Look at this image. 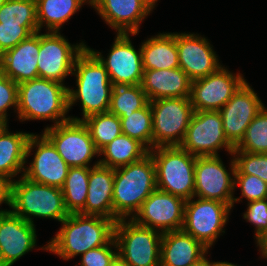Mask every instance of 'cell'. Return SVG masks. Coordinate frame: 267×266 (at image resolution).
I'll list each match as a JSON object with an SVG mask.
<instances>
[{
  "label": "cell",
  "mask_w": 267,
  "mask_h": 266,
  "mask_svg": "<svg viewBox=\"0 0 267 266\" xmlns=\"http://www.w3.org/2000/svg\"><path fill=\"white\" fill-rule=\"evenodd\" d=\"M56 236L42 247L68 260L107 245L114 238L115 221L100 216L69 214Z\"/></svg>",
  "instance_id": "obj_1"
},
{
  "label": "cell",
  "mask_w": 267,
  "mask_h": 266,
  "mask_svg": "<svg viewBox=\"0 0 267 266\" xmlns=\"http://www.w3.org/2000/svg\"><path fill=\"white\" fill-rule=\"evenodd\" d=\"M72 75L76 76L77 89L68 88V108L77 100L82 105V121L88 116L109 111L113 90L108 72L99 59L86 47L76 58Z\"/></svg>",
  "instance_id": "obj_2"
},
{
  "label": "cell",
  "mask_w": 267,
  "mask_h": 266,
  "mask_svg": "<svg viewBox=\"0 0 267 266\" xmlns=\"http://www.w3.org/2000/svg\"><path fill=\"white\" fill-rule=\"evenodd\" d=\"M155 165L150 153L141 160L114 169L113 220L137 213L156 189Z\"/></svg>",
  "instance_id": "obj_3"
},
{
  "label": "cell",
  "mask_w": 267,
  "mask_h": 266,
  "mask_svg": "<svg viewBox=\"0 0 267 266\" xmlns=\"http://www.w3.org/2000/svg\"><path fill=\"white\" fill-rule=\"evenodd\" d=\"M68 88L64 84L36 78L18 84V109L20 121L53 120V126L66 122Z\"/></svg>",
  "instance_id": "obj_4"
},
{
  "label": "cell",
  "mask_w": 267,
  "mask_h": 266,
  "mask_svg": "<svg viewBox=\"0 0 267 266\" xmlns=\"http://www.w3.org/2000/svg\"><path fill=\"white\" fill-rule=\"evenodd\" d=\"M10 207L13 214L31 224L30 216L62 222L69 215L61 188L32 182L23 175L11 182Z\"/></svg>",
  "instance_id": "obj_5"
},
{
  "label": "cell",
  "mask_w": 267,
  "mask_h": 266,
  "mask_svg": "<svg viewBox=\"0 0 267 266\" xmlns=\"http://www.w3.org/2000/svg\"><path fill=\"white\" fill-rule=\"evenodd\" d=\"M156 150V151H155ZM155 165L156 187L183 198L194 197L196 156L180 146H161L149 150Z\"/></svg>",
  "instance_id": "obj_6"
},
{
  "label": "cell",
  "mask_w": 267,
  "mask_h": 266,
  "mask_svg": "<svg viewBox=\"0 0 267 266\" xmlns=\"http://www.w3.org/2000/svg\"><path fill=\"white\" fill-rule=\"evenodd\" d=\"M160 232V233H159ZM163 233L136 224L132 219L115 223L114 238L118 255L129 266H160V244Z\"/></svg>",
  "instance_id": "obj_7"
},
{
  "label": "cell",
  "mask_w": 267,
  "mask_h": 266,
  "mask_svg": "<svg viewBox=\"0 0 267 266\" xmlns=\"http://www.w3.org/2000/svg\"><path fill=\"white\" fill-rule=\"evenodd\" d=\"M152 110V149L180 146L184 139L193 108L189 97H170L150 101Z\"/></svg>",
  "instance_id": "obj_8"
},
{
  "label": "cell",
  "mask_w": 267,
  "mask_h": 266,
  "mask_svg": "<svg viewBox=\"0 0 267 266\" xmlns=\"http://www.w3.org/2000/svg\"><path fill=\"white\" fill-rule=\"evenodd\" d=\"M180 147L196 157L218 156L225 148L232 155L235 147L228 141L219 111H194Z\"/></svg>",
  "instance_id": "obj_9"
},
{
  "label": "cell",
  "mask_w": 267,
  "mask_h": 266,
  "mask_svg": "<svg viewBox=\"0 0 267 266\" xmlns=\"http://www.w3.org/2000/svg\"><path fill=\"white\" fill-rule=\"evenodd\" d=\"M194 197L185 201L182 230L200 241L207 249L224 233L231 206L217 201Z\"/></svg>",
  "instance_id": "obj_10"
},
{
  "label": "cell",
  "mask_w": 267,
  "mask_h": 266,
  "mask_svg": "<svg viewBox=\"0 0 267 266\" xmlns=\"http://www.w3.org/2000/svg\"><path fill=\"white\" fill-rule=\"evenodd\" d=\"M43 134L52 142L69 167H89L94 155L100 156L83 121L70 119L45 128Z\"/></svg>",
  "instance_id": "obj_11"
},
{
  "label": "cell",
  "mask_w": 267,
  "mask_h": 266,
  "mask_svg": "<svg viewBox=\"0 0 267 266\" xmlns=\"http://www.w3.org/2000/svg\"><path fill=\"white\" fill-rule=\"evenodd\" d=\"M87 46L82 42L71 45L59 32L40 34V49L37 60L39 78L63 84L72 74L77 56Z\"/></svg>",
  "instance_id": "obj_12"
},
{
  "label": "cell",
  "mask_w": 267,
  "mask_h": 266,
  "mask_svg": "<svg viewBox=\"0 0 267 266\" xmlns=\"http://www.w3.org/2000/svg\"><path fill=\"white\" fill-rule=\"evenodd\" d=\"M184 206L183 198L156 188L130 219L140 226L160 229L161 233L182 230Z\"/></svg>",
  "instance_id": "obj_13"
},
{
  "label": "cell",
  "mask_w": 267,
  "mask_h": 266,
  "mask_svg": "<svg viewBox=\"0 0 267 266\" xmlns=\"http://www.w3.org/2000/svg\"><path fill=\"white\" fill-rule=\"evenodd\" d=\"M246 82L242 74L224 66L204 78L191 81L190 102L194 111H219Z\"/></svg>",
  "instance_id": "obj_14"
},
{
  "label": "cell",
  "mask_w": 267,
  "mask_h": 266,
  "mask_svg": "<svg viewBox=\"0 0 267 266\" xmlns=\"http://www.w3.org/2000/svg\"><path fill=\"white\" fill-rule=\"evenodd\" d=\"M87 48L104 65L113 86L141 84L144 73L141 47L139 51L135 50L129 39V33H117L106 59L101 52Z\"/></svg>",
  "instance_id": "obj_15"
},
{
  "label": "cell",
  "mask_w": 267,
  "mask_h": 266,
  "mask_svg": "<svg viewBox=\"0 0 267 266\" xmlns=\"http://www.w3.org/2000/svg\"><path fill=\"white\" fill-rule=\"evenodd\" d=\"M40 136L32 133L29 137L26 157L30 156L35 146L37 150L33 161L25 168L23 176L35 183L62 188L70 167L52 142L44 134Z\"/></svg>",
  "instance_id": "obj_16"
},
{
  "label": "cell",
  "mask_w": 267,
  "mask_h": 266,
  "mask_svg": "<svg viewBox=\"0 0 267 266\" xmlns=\"http://www.w3.org/2000/svg\"><path fill=\"white\" fill-rule=\"evenodd\" d=\"M194 198L217 200L233 207L234 176L231 177L219 156L196 157Z\"/></svg>",
  "instance_id": "obj_17"
},
{
  "label": "cell",
  "mask_w": 267,
  "mask_h": 266,
  "mask_svg": "<svg viewBox=\"0 0 267 266\" xmlns=\"http://www.w3.org/2000/svg\"><path fill=\"white\" fill-rule=\"evenodd\" d=\"M263 108L258 95L246 81L219 110L225 135L234 147L243 139L247 127Z\"/></svg>",
  "instance_id": "obj_18"
},
{
  "label": "cell",
  "mask_w": 267,
  "mask_h": 266,
  "mask_svg": "<svg viewBox=\"0 0 267 266\" xmlns=\"http://www.w3.org/2000/svg\"><path fill=\"white\" fill-rule=\"evenodd\" d=\"M179 67L191 81L216 72L222 65L205 37L176 33Z\"/></svg>",
  "instance_id": "obj_19"
},
{
  "label": "cell",
  "mask_w": 267,
  "mask_h": 266,
  "mask_svg": "<svg viewBox=\"0 0 267 266\" xmlns=\"http://www.w3.org/2000/svg\"><path fill=\"white\" fill-rule=\"evenodd\" d=\"M35 225L13 214L0 213V266H11L36 246Z\"/></svg>",
  "instance_id": "obj_20"
},
{
  "label": "cell",
  "mask_w": 267,
  "mask_h": 266,
  "mask_svg": "<svg viewBox=\"0 0 267 266\" xmlns=\"http://www.w3.org/2000/svg\"><path fill=\"white\" fill-rule=\"evenodd\" d=\"M90 5L117 33L132 35L139 32V24L152 11L144 0H91Z\"/></svg>",
  "instance_id": "obj_21"
},
{
  "label": "cell",
  "mask_w": 267,
  "mask_h": 266,
  "mask_svg": "<svg viewBox=\"0 0 267 266\" xmlns=\"http://www.w3.org/2000/svg\"><path fill=\"white\" fill-rule=\"evenodd\" d=\"M39 49L40 31L31 34L27 39L4 53L0 63V72L17 84L38 78Z\"/></svg>",
  "instance_id": "obj_22"
},
{
  "label": "cell",
  "mask_w": 267,
  "mask_h": 266,
  "mask_svg": "<svg viewBox=\"0 0 267 266\" xmlns=\"http://www.w3.org/2000/svg\"><path fill=\"white\" fill-rule=\"evenodd\" d=\"M114 169L95 163L89 167L88 194L82 215L100 216L113 220Z\"/></svg>",
  "instance_id": "obj_23"
},
{
  "label": "cell",
  "mask_w": 267,
  "mask_h": 266,
  "mask_svg": "<svg viewBox=\"0 0 267 266\" xmlns=\"http://www.w3.org/2000/svg\"><path fill=\"white\" fill-rule=\"evenodd\" d=\"M208 249L183 230L165 232L160 244V266H191L205 257Z\"/></svg>",
  "instance_id": "obj_24"
},
{
  "label": "cell",
  "mask_w": 267,
  "mask_h": 266,
  "mask_svg": "<svg viewBox=\"0 0 267 266\" xmlns=\"http://www.w3.org/2000/svg\"><path fill=\"white\" fill-rule=\"evenodd\" d=\"M140 85L149 101L170 97H190L191 80L180 67L144 70Z\"/></svg>",
  "instance_id": "obj_25"
},
{
  "label": "cell",
  "mask_w": 267,
  "mask_h": 266,
  "mask_svg": "<svg viewBox=\"0 0 267 266\" xmlns=\"http://www.w3.org/2000/svg\"><path fill=\"white\" fill-rule=\"evenodd\" d=\"M7 124L0 126V176L13 177L21 171L24 174L26 163V148L32 133H10Z\"/></svg>",
  "instance_id": "obj_26"
},
{
  "label": "cell",
  "mask_w": 267,
  "mask_h": 266,
  "mask_svg": "<svg viewBox=\"0 0 267 266\" xmlns=\"http://www.w3.org/2000/svg\"><path fill=\"white\" fill-rule=\"evenodd\" d=\"M143 70L179 68L176 33H160L141 45Z\"/></svg>",
  "instance_id": "obj_27"
},
{
  "label": "cell",
  "mask_w": 267,
  "mask_h": 266,
  "mask_svg": "<svg viewBox=\"0 0 267 266\" xmlns=\"http://www.w3.org/2000/svg\"><path fill=\"white\" fill-rule=\"evenodd\" d=\"M148 153L149 150L138 140L121 134L99 152L105 156L99 164L115 169L139 161Z\"/></svg>",
  "instance_id": "obj_28"
},
{
  "label": "cell",
  "mask_w": 267,
  "mask_h": 266,
  "mask_svg": "<svg viewBox=\"0 0 267 266\" xmlns=\"http://www.w3.org/2000/svg\"><path fill=\"white\" fill-rule=\"evenodd\" d=\"M85 2L91 3V0H36L39 31L45 24L48 32H59Z\"/></svg>",
  "instance_id": "obj_29"
},
{
  "label": "cell",
  "mask_w": 267,
  "mask_h": 266,
  "mask_svg": "<svg viewBox=\"0 0 267 266\" xmlns=\"http://www.w3.org/2000/svg\"><path fill=\"white\" fill-rule=\"evenodd\" d=\"M89 167H70L61 190L69 214L79 213L88 194Z\"/></svg>",
  "instance_id": "obj_30"
},
{
  "label": "cell",
  "mask_w": 267,
  "mask_h": 266,
  "mask_svg": "<svg viewBox=\"0 0 267 266\" xmlns=\"http://www.w3.org/2000/svg\"><path fill=\"white\" fill-rule=\"evenodd\" d=\"M82 121L88 128L99 152L122 134L120 118L109 111L93 114Z\"/></svg>",
  "instance_id": "obj_31"
},
{
  "label": "cell",
  "mask_w": 267,
  "mask_h": 266,
  "mask_svg": "<svg viewBox=\"0 0 267 266\" xmlns=\"http://www.w3.org/2000/svg\"><path fill=\"white\" fill-rule=\"evenodd\" d=\"M120 122L122 134L138 140L148 150L152 149L153 126L150 102L132 114H123Z\"/></svg>",
  "instance_id": "obj_32"
},
{
  "label": "cell",
  "mask_w": 267,
  "mask_h": 266,
  "mask_svg": "<svg viewBox=\"0 0 267 266\" xmlns=\"http://www.w3.org/2000/svg\"><path fill=\"white\" fill-rule=\"evenodd\" d=\"M149 102L140 84L114 86L109 112L120 118L123 114H132V112L144 108Z\"/></svg>",
  "instance_id": "obj_33"
},
{
  "label": "cell",
  "mask_w": 267,
  "mask_h": 266,
  "mask_svg": "<svg viewBox=\"0 0 267 266\" xmlns=\"http://www.w3.org/2000/svg\"><path fill=\"white\" fill-rule=\"evenodd\" d=\"M0 23L38 26L36 0H7L0 8Z\"/></svg>",
  "instance_id": "obj_34"
},
{
  "label": "cell",
  "mask_w": 267,
  "mask_h": 266,
  "mask_svg": "<svg viewBox=\"0 0 267 266\" xmlns=\"http://www.w3.org/2000/svg\"><path fill=\"white\" fill-rule=\"evenodd\" d=\"M234 151L267 154V110L264 107L252 120Z\"/></svg>",
  "instance_id": "obj_35"
},
{
  "label": "cell",
  "mask_w": 267,
  "mask_h": 266,
  "mask_svg": "<svg viewBox=\"0 0 267 266\" xmlns=\"http://www.w3.org/2000/svg\"><path fill=\"white\" fill-rule=\"evenodd\" d=\"M238 154V155H237ZM235 160L234 174H249L259 177L267 183V154L233 151Z\"/></svg>",
  "instance_id": "obj_36"
},
{
  "label": "cell",
  "mask_w": 267,
  "mask_h": 266,
  "mask_svg": "<svg viewBox=\"0 0 267 266\" xmlns=\"http://www.w3.org/2000/svg\"><path fill=\"white\" fill-rule=\"evenodd\" d=\"M231 174L234 176V187H241L242 197L248 202L267 198V183L259 177L249 174H234L235 160H231Z\"/></svg>",
  "instance_id": "obj_37"
},
{
  "label": "cell",
  "mask_w": 267,
  "mask_h": 266,
  "mask_svg": "<svg viewBox=\"0 0 267 266\" xmlns=\"http://www.w3.org/2000/svg\"><path fill=\"white\" fill-rule=\"evenodd\" d=\"M37 32H39L38 26L3 25L0 23V46L2 51L5 53Z\"/></svg>",
  "instance_id": "obj_38"
},
{
  "label": "cell",
  "mask_w": 267,
  "mask_h": 266,
  "mask_svg": "<svg viewBox=\"0 0 267 266\" xmlns=\"http://www.w3.org/2000/svg\"><path fill=\"white\" fill-rule=\"evenodd\" d=\"M18 109V84L0 72V123L7 124V109Z\"/></svg>",
  "instance_id": "obj_39"
},
{
  "label": "cell",
  "mask_w": 267,
  "mask_h": 266,
  "mask_svg": "<svg viewBox=\"0 0 267 266\" xmlns=\"http://www.w3.org/2000/svg\"><path fill=\"white\" fill-rule=\"evenodd\" d=\"M112 246L117 249L115 238L107 245L88 250L82 254L80 266H110L111 261L118 254V252L111 249Z\"/></svg>",
  "instance_id": "obj_40"
},
{
  "label": "cell",
  "mask_w": 267,
  "mask_h": 266,
  "mask_svg": "<svg viewBox=\"0 0 267 266\" xmlns=\"http://www.w3.org/2000/svg\"><path fill=\"white\" fill-rule=\"evenodd\" d=\"M243 218L255 225V237H258L267 229V198L248 202V208Z\"/></svg>",
  "instance_id": "obj_41"
},
{
  "label": "cell",
  "mask_w": 267,
  "mask_h": 266,
  "mask_svg": "<svg viewBox=\"0 0 267 266\" xmlns=\"http://www.w3.org/2000/svg\"><path fill=\"white\" fill-rule=\"evenodd\" d=\"M10 195H11V181L4 177L0 176V205L6 203L10 206ZM9 210H0V213L7 212Z\"/></svg>",
  "instance_id": "obj_42"
},
{
  "label": "cell",
  "mask_w": 267,
  "mask_h": 266,
  "mask_svg": "<svg viewBox=\"0 0 267 266\" xmlns=\"http://www.w3.org/2000/svg\"><path fill=\"white\" fill-rule=\"evenodd\" d=\"M257 246L261 250L263 258H267V229L263 231L258 237H256Z\"/></svg>",
  "instance_id": "obj_43"
},
{
  "label": "cell",
  "mask_w": 267,
  "mask_h": 266,
  "mask_svg": "<svg viewBox=\"0 0 267 266\" xmlns=\"http://www.w3.org/2000/svg\"><path fill=\"white\" fill-rule=\"evenodd\" d=\"M110 266H129V265L120 255L117 254L111 261Z\"/></svg>",
  "instance_id": "obj_44"
},
{
  "label": "cell",
  "mask_w": 267,
  "mask_h": 266,
  "mask_svg": "<svg viewBox=\"0 0 267 266\" xmlns=\"http://www.w3.org/2000/svg\"><path fill=\"white\" fill-rule=\"evenodd\" d=\"M191 266H212V262L208 261L206 257L200 260L198 263Z\"/></svg>",
  "instance_id": "obj_45"
},
{
  "label": "cell",
  "mask_w": 267,
  "mask_h": 266,
  "mask_svg": "<svg viewBox=\"0 0 267 266\" xmlns=\"http://www.w3.org/2000/svg\"><path fill=\"white\" fill-rule=\"evenodd\" d=\"M212 266H237L229 262H212Z\"/></svg>",
  "instance_id": "obj_46"
},
{
  "label": "cell",
  "mask_w": 267,
  "mask_h": 266,
  "mask_svg": "<svg viewBox=\"0 0 267 266\" xmlns=\"http://www.w3.org/2000/svg\"><path fill=\"white\" fill-rule=\"evenodd\" d=\"M152 9L155 7V3L158 0H144Z\"/></svg>",
  "instance_id": "obj_47"
},
{
  "label": "cell",
  "mask_w": 267,
  "mask_h": 266,
  "mask_svg": "<svg viewBox=\"0 0 267 266\" xmlns=\"http://www.w3.org/2000/svg\"><path fill=\"white\" fill-rule=\"evenodd\" d=\"M3 55H4V52L2 51L1 46H0V63L3 59Z\"/></svg>",
  "instance_id": "obj_48"
},
{
  "label": "cell",
  "mask_w": 267,
  "mask_h": 266,
  "mask_svg": "<svg viewBox=\"0 0 267 266\" xmlns=\"http://www.w3.org/2000/svg\"><path fill=\"white\" fill-rule=\"evenodd\" d=\"M7 0H0V8L2 7V5L6 2Z\"/></svg>",
  "instance_id": "obj_49"
}]
</instances>
